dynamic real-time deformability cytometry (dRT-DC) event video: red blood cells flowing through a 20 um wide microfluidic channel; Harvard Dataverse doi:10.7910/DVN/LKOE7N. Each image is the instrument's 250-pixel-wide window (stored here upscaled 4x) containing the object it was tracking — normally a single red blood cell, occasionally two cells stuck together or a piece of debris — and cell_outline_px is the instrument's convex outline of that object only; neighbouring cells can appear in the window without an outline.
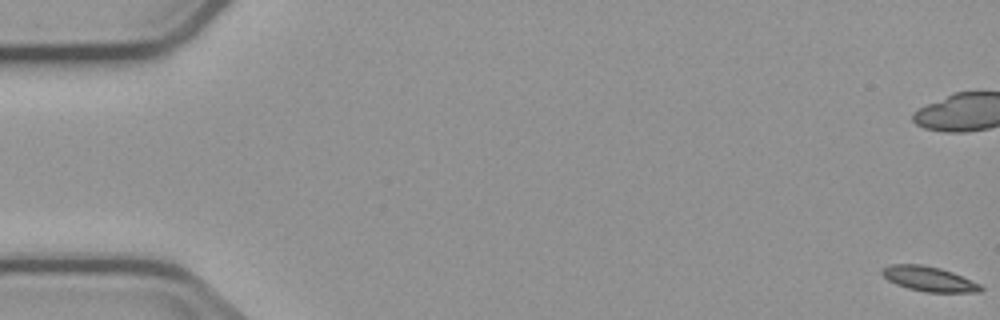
{"species": "common noctule bat (a hibernating species)", "species_latin": "Nyctalus noctula", "temperature_condition": "cold", "stored_images_in_passage": 5, "camera_frame_rate_fps": 3000, "um_per_image_px": 0.085, "animal": {"sex": "male", "body_mass_g": 23.1, "forearm_length_mm": 52.7}, "frame": {"image": 1, "passage_image": 1, "time_ms": 0.0, "image_size_px": [1000, 320], "cell_outline_px": [[984, 288], [980, 292], [924, 292], [908, 288], [896, 284], [888, 280], [880, 272], [880, 268], [888, 264], [920, 264], [940, 268], [952, 272], [980, 284]], "centroid_in_image_um": [78.92, 23.7], "position_along_channel_um": 6.1, "area_um2": 14.33}}